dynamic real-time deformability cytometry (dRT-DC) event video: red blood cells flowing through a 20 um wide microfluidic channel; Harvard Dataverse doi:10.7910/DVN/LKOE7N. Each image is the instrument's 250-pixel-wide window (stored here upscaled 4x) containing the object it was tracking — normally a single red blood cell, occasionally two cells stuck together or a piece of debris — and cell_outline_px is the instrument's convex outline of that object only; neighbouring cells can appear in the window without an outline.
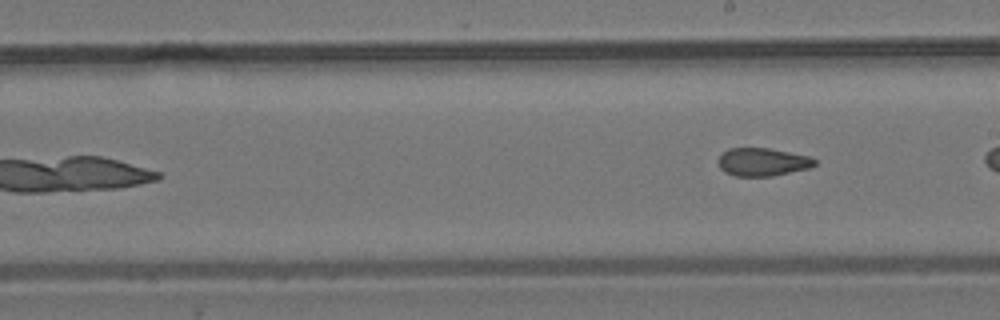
{"species": "common noctule bat (a hibernating species)", "species_latin": "Nyctalus noctula", "temperature_condition": "room temperature", "stored_images_in_passage": 10, "camera_frame_rate_fps": 3000, "um_per_image_px": 0.085, "animal": {"sex": "male", "body_mass_g": 19.2, "forearm_length_mm": 51.8}, "frame": {"image": 1, "passage_image": 10, "time_ms": 3.0, "image_size_px": [1000, 320], "cell_outline_px": [[816, 164], [808, 168], [772, 176], [736, 176], [724, 172], [720, 168], [720, 156], [728, 148], [768, 148], [808, 156], [816, 160]], "centroid_in_image_um": [64.81, 13.77], "position_along_channel_um": 224.2, "area_um2": 15.49}}